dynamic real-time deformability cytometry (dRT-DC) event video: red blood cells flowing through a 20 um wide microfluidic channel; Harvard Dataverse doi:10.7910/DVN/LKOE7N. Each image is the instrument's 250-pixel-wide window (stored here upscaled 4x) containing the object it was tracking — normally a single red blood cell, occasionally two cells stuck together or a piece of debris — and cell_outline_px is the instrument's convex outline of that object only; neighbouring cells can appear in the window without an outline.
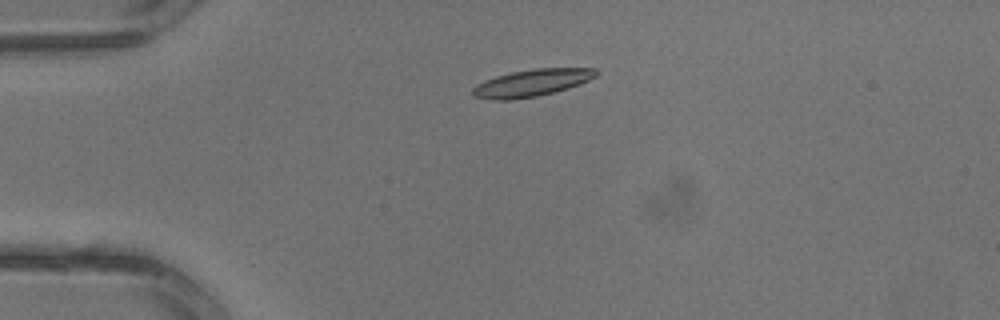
{"species": "common noctule bat (a hibernating species)", "species_latin": "Nyctalus noctula", "temperature_condition": "warm", "stored_images_in_passage": 2, "camera_frame_rate_fps": 3000, "um_per_image_px": 0.085, "animal": {"sex": "male", "body_mass_g": 13.3}, "frame": {"image": 1, "passage_image": 2, "time_ms": 0.333, "image_size_px": [1000, 320], "cell_outline_px": [[600, 72], [596, 76], [580, 84], [568, 88], [536, 96], [508, 100], [492, 100], [476, 96], [472, 92], [472, 88], [476, 84], [484, 80], [496, 76], [512, 72], [536, 68], [596, 68]], "centroid_in_image_um": [45.21, 7.03], "position_along_channel_um": 39.8, "area_um2": 19.36}}